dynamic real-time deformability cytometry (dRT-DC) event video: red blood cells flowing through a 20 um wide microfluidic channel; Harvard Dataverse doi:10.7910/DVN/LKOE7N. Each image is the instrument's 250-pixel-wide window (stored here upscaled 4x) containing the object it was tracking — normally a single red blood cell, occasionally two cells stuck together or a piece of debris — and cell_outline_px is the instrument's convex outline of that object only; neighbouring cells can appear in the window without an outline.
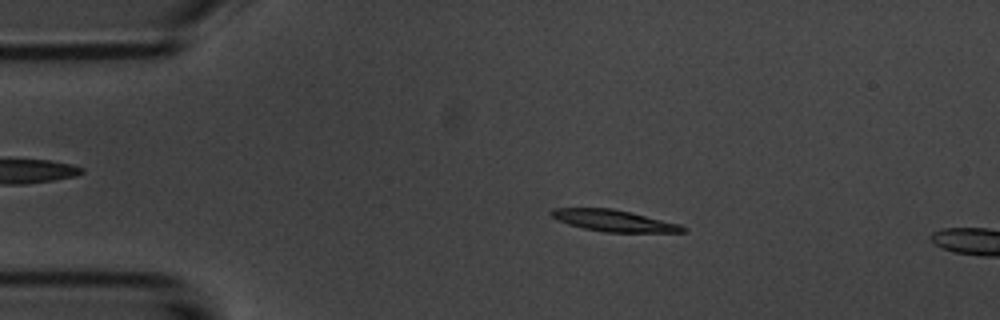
{"species": "common noctule bat (a hibernating species)", "species_latin": "Nyctalus noctula", "temperature_condition": "room temperature", "stored_images_in_passage": 6, "camera_frame_rate_fps": 3000, "um_per_image_px": 0.085, "animal": {"sex": "male", "body_mass_g": 20.1, "forearm_length_mm": 53.5}, "frame": {"image": 1, "passage_image": 3, "time_ms": 3.333, "image_size_px": [1000, 320], "cell_outline_px": [[688, 232], [604, 232], [584, 228], [568, 224], [552, 216], [548, 212], [552, 208], [612, 208], [632, 212], [680, 224], [688, 228]], "centroid_in_image_um": [52.22, 18.75], "position_along_channel_um": 32.8, "area_um2": 16.53}}
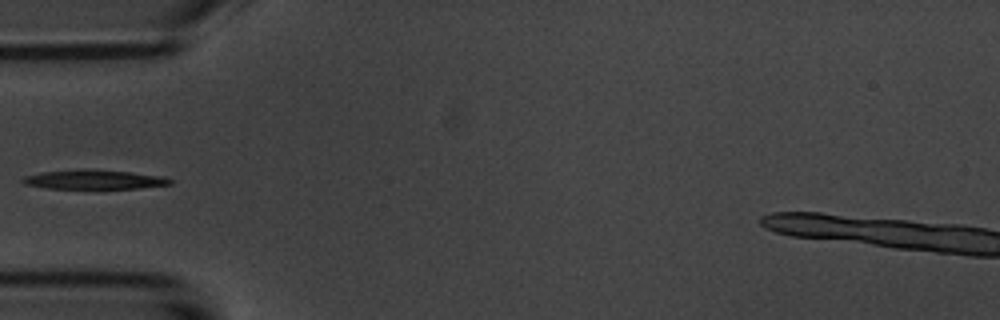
{"frame": {"image": 2, "passage_image": 5, "time_ms": 5.667, "image_size_px": [1000, 320], "cell_outline_px": [[172, 184], [140, 188], [44, 188], [24, 184], [20, 180], [24, 176], [44, 172], [128, 172], [164, 176], [172, 180]], "centroid_in_image_um": [8.04, 15.31], "position_along_channel_um": 77.0, "area_um2": 15.32}}